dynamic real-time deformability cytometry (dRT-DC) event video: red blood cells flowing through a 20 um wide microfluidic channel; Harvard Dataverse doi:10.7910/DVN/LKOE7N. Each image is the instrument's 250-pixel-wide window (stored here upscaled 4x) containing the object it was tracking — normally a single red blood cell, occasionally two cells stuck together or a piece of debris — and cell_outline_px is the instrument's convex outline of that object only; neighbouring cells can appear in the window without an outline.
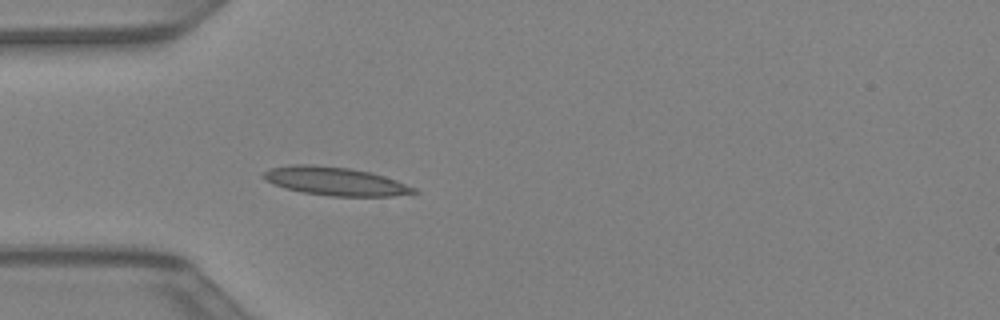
{"species": "Egyptian fruit bat (a non-hibernating species)", "species_latin": "Rousettus aegyptiacus", "temperature_condition": "warm", "stored_images_in_passage": 31, "camera_frame_rate_fps": 3000, "um_per_image_px": 0.085, "animal": {"sex": "female"}, "frame": {"image": 1, "passage_image": 1, "time_ms": 0.0, "image_size_px": [1000, 320], "cell_outline_px": [[420, 192], [392, 196], [332, 196], [304, 192], [288, 188], [276, 184], [260, 176], [264, 172], [272, 168], [292, 164], [312, 164], [348, 168], [372, 172], [396, 180], [416, 188]], "centroid_in_image_um": [28.55, 15.4], "position_along_channel_um": 56.5, "area_um2": 24.57}}
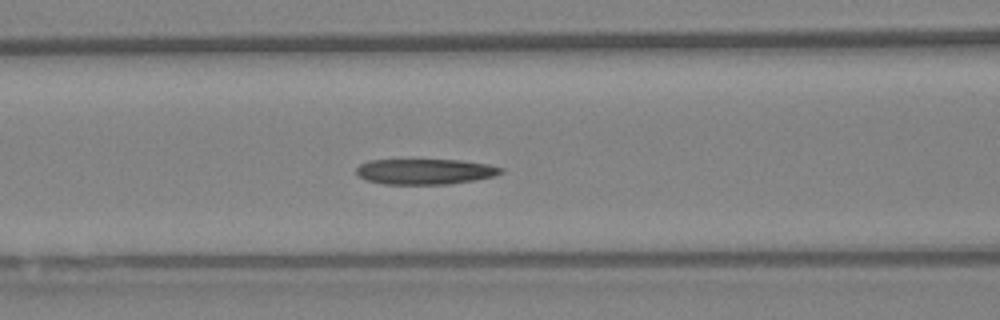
{"frame": {"image": 2, "passage_image": 6, "time_ms": 1.667, "image_size_px": [1000, 320], "cell_outline_px": [[504, 172], [492, 176], [476, 180], [448, 184], [384, 184], [368, 180], [360, 176], [356, 172], [356, 168], [360, 164], [368, 160], [460, 160], [488, 164], [504, 168]], "centroid_in_image_um": [36.15, 14.58], "position_along_channel_um": 130.5, "area_um2": 21.44}}
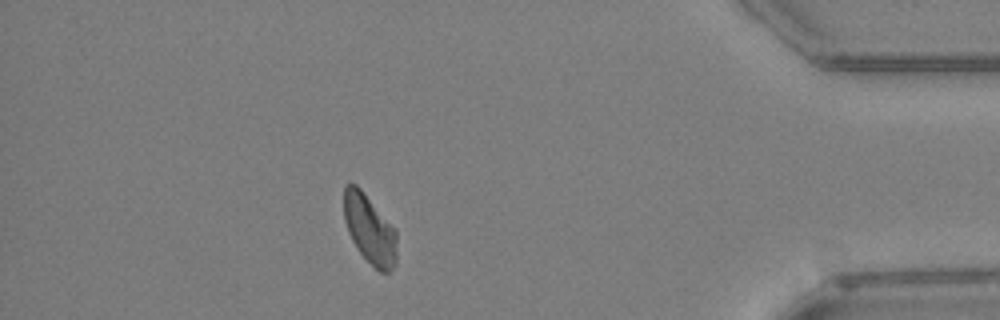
{"frame": {"image": 3, "passage_image": 26, "time_ms": 8.333, "image_size_px": [1000, 320], "cell_outline_px": [[396, 264], [388, 272], [380, 272], [356, 248], [348, 232], [344, 220], [344, 184], [356, 184], [360, 188], [396, 228]], "centroid_in_image_um": [31.42, 19.47], "position_along_channel_um": 403.8, "area_um2": 21.27}}